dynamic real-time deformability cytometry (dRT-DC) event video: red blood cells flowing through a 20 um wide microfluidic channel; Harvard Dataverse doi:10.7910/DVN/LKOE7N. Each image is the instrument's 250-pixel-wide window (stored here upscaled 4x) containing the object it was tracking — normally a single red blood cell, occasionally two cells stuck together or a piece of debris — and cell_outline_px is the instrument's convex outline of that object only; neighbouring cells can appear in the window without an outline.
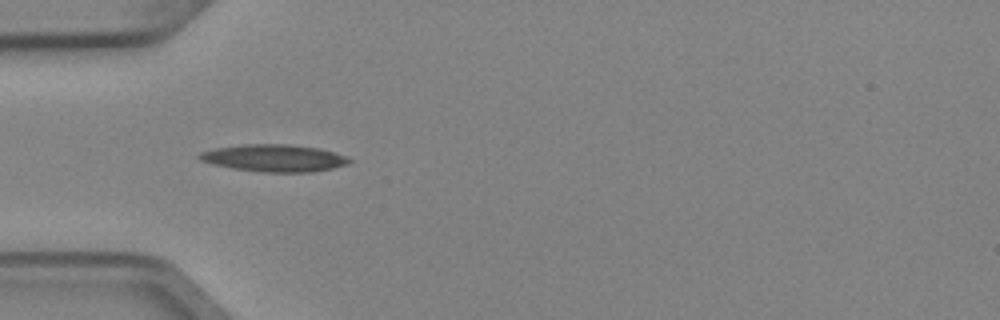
{"species": "Egyptian fruit bat (a non-hibernating species)", "species_latin": "Rousettus aegyptiacus", "temperature_condition": "cold", "stored_images_in_passage": 7, "camera_frame_rate_fps": 3000, "um_per_image_px": 0.085, "animal": {"sex": "female"}, "frame": {"image": 1, "passage_image": 5, "time_ms": 1.333, "image_size_px": [1000, 320], "cell_outline_px": [[352, 160], [348, 164], [332, 168], [312, 172], [260, 172], [232, 168], [212, 164], [200, 160], [196, 156], [200, 152], [216, 148], [244, 144], [288, 144], [316, 148], [348, 156]], "centroid_in_image_um": [23.28, 13.44], "position_along_channel_um": 61.7, "area_um2": 23.7}}
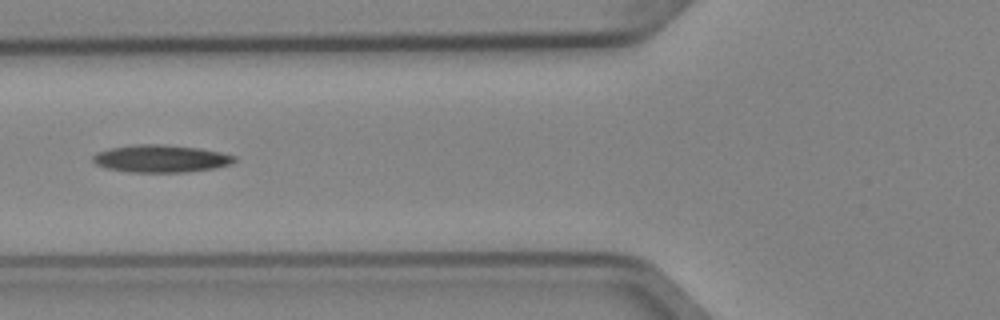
{"frame": {"image": 2, "passage_image": 6, "time_ms": 1.667, "image_size_px": [1000, 320], "cell_outline_px": [[236, 160], [232, 164], [216, 168], [184, 172], [128, 172], [108, 168], [96, 164], [92, 160], [92, 156], [96, 152], [108, 148], [136, 144], [160, 144], [200, 148], [220, 152], [236, 156]], "centroid_in_image_um": [13.67, 13.48], "position_along_channel_um": 112.1, "area_um2": 22.77}}
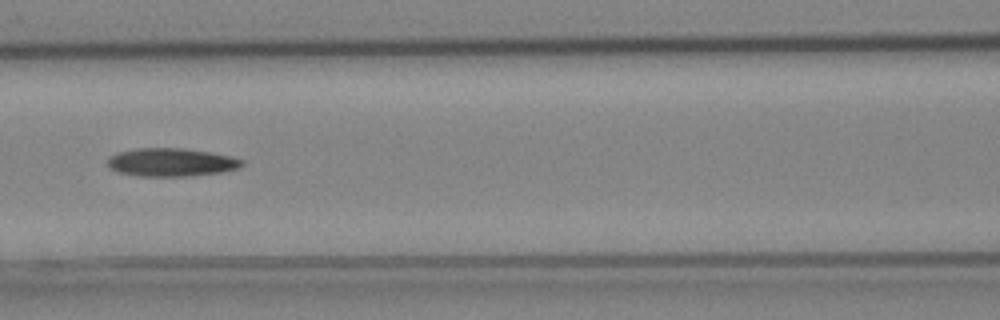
{"frame": {"image": 3, "passage_image": 7, "time_ms": 2.0, "image_size_px": [1000, 320], "cell_outline_px": [[244, 164], [240, 168], [220, 172], [188, 176], [140, 176], [120, 172], [108, 168], [108, 156], [120, 152], [136, 148], [184, 148], [232, 156], [244, 160]], "centroid_in_image_um": [14.57, 13.79], "position_along_channel_um": 152.0, "area_um2": 22.08}}